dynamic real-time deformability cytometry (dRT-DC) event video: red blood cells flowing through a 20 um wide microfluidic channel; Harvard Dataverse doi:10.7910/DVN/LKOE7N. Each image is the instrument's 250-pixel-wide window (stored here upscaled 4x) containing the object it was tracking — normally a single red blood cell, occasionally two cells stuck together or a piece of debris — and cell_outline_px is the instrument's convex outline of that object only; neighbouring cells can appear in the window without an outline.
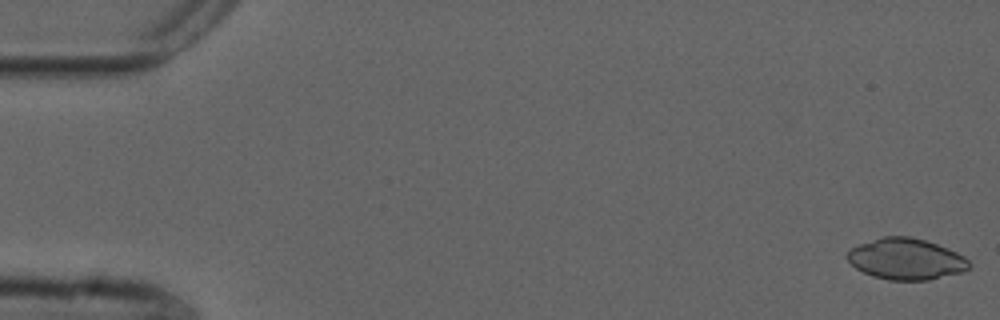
{"species": "common noctule bat (a hibernating species)", "species_latin": "Nyctalus noctula", "temperature_condition": "cold", "stored_images_in_passage": 48, "camera_frame_rate_fps": 3000, "um_per_image_px": 0.085, "animal": {"sex": "male", "forearm_length_mm": 52.5}, "frame": {"image": 1, "passage_image": 1, "time_ms": 0.0, "image_size_px": [1000, 320], "cell_outline_px": [[972, 268], [964, 272], [928, 280], [888, 280], [872, 276], [856, 268], [844, 256], [852, 248], [860, 244], [880, 236], [908, 236], [924, 240], [948, 248], [964, 256], [972, 264]], "centroid_in_image_um": [77.04, 22.02], "position_along_channel_um": 8.0, "area_um2": 29.42}}